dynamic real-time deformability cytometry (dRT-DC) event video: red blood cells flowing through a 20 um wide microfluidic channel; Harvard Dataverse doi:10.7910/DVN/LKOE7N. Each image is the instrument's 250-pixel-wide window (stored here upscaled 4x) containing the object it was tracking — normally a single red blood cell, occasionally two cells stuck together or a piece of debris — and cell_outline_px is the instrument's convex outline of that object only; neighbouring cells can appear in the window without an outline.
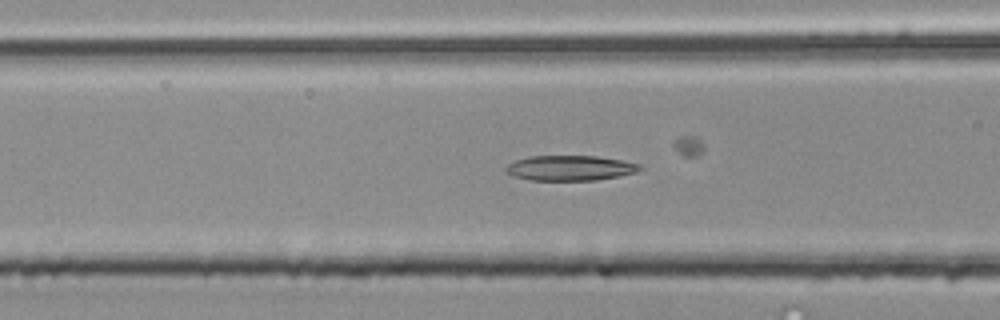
{"species": "common noctule bat (a hibernating species)", "species_latin": "Nyctalus noctula", "temperature_condition": "room temperature", "stored_images_in_passage": 34, "camera_frame_rate_fps": 3000, "um_per_image_px": 0.085, "animal": {"sex": "male", "body_mass_g": 20.4}, "frame": {"image": 1, "passage_image": 5, "time_ms": 1.333, "image_size_px": [1000, 320], "cell_outline_px": [[644, 168], [636, 172], [620, 176], [596, 180], [532, 180], [512, 176], [504, 172], [504, 168], [508, 164], [516, 160], [528, 156], [596, 156], [620, 160], [640, 164]], "centroid_in_image_um": [48.44, 14.28], "position_along_channel_um": 118.2, "area_um2": 19.71}}
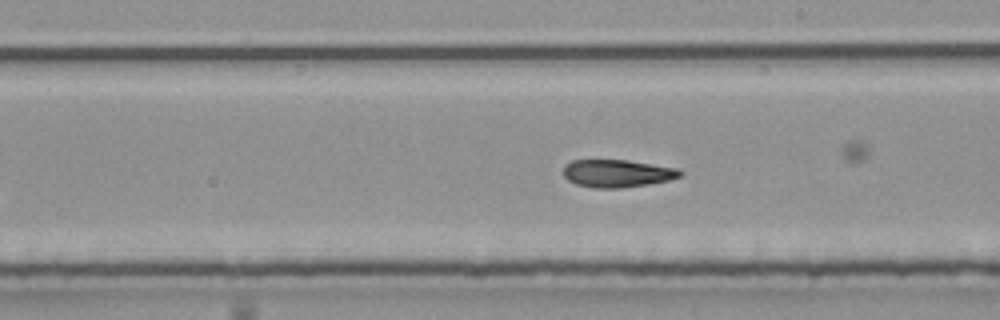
{"frame": {"image": 2, "passage_image": 14, "time_ms": 4.333, "image_size_px": [1000, 320], "cell_outline_px": [[684, 172], [680, 176], [668, 180], [620, 188], [592, 188], [576, 184], [568, 180], [564, 176], [564, 164], [572, 160], [628, 160], [680, 168]], "centroid_in_image_um": [52.46, 14.72], "position_along_channel_um": 236.5, "area_um2": 18.84}}
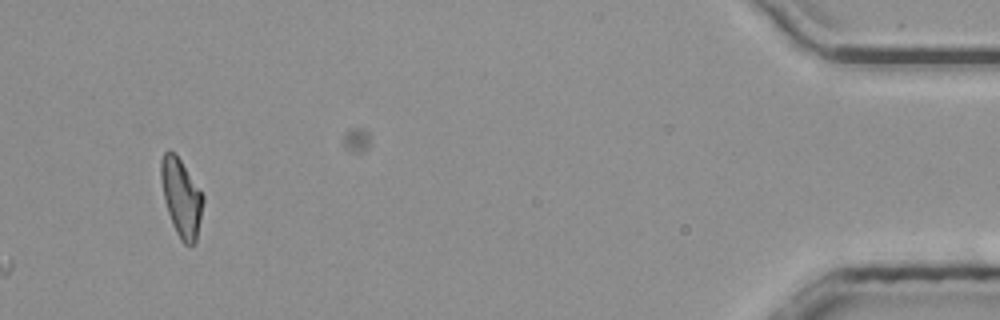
{"frame": {"image": 3, "passage_image": 34, "time_ms": 11.0, "image_size_px": [1000, 320], "cell_outline_px": [[204, 200], [196, 244], [192, 248], [188, 248], [180, 240], [172, 224], [164, 200], [160, 180], [160, 160], [164, 152], [168, 148], [180, 160], [204, 196]], "centroid_in_image_um": [15.4, 16.86], "position_along_channel_um": 419.8, "area_um2": 19.31}}